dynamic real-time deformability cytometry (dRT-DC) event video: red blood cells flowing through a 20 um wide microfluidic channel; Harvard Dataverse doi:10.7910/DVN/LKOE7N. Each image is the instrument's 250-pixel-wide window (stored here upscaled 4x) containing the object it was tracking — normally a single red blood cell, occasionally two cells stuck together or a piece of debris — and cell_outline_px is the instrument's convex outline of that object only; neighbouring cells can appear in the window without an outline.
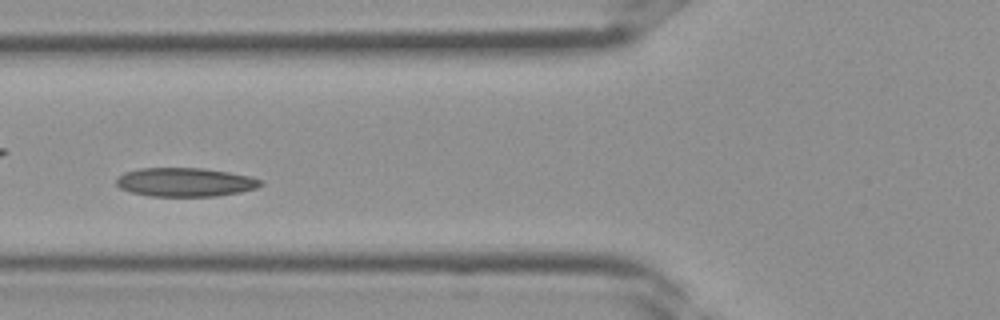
{"species": "Egyptian fruit bat (a non-hibernating species)", "species_latin": "Rousettus aegyptiacus", "temperature_condition": "room temperature", "stored_images_in_passage": 29, "camera_frame_rate_fps": 3000, "um_per_image_px": 0.085, "frame": {"image": 1, "passage_image": 9, "time_ms": 2.667, "image_size_px": [1000, 320], "cell_outline_px": [[264, 184], [256, 188], [240, 192], [216, 196], [148, 196], [132, 192], [120, 188], [116, 184], [116, 180], [124, 172], [140, 168], [200, 168], [228, 172], [248, 176], [264, 180]], "centroid_in_image_um": [15.75, 15.48], "position_along_channel_um": 110.1, "area_um2": 24.16}}
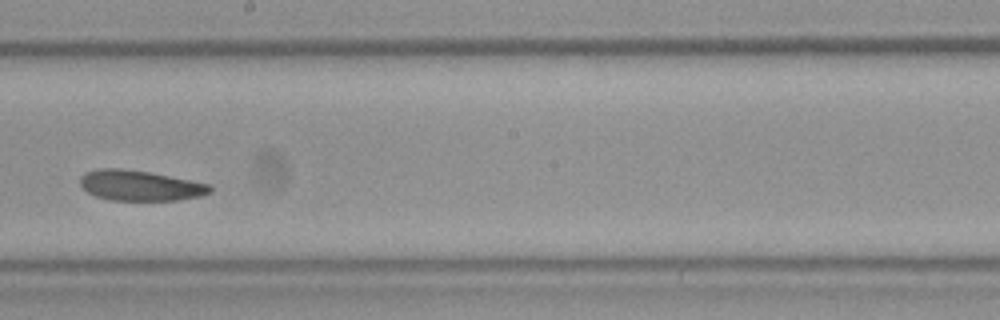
{"frame": {"image": 2, "passage_image": 16, "time_ms": 5.0, "image_size_px": [1000, 320], "cell_outline_px": [[212, 192], [200, 196], [176, 200], [112, 200], [96, 196], [88, 192], [80, 184], [80, 176], [84, 172], [100, 168], [120, 168], [148, 172], [212, 184]], "centroid_in_image_um": [11.91, 15.76], "position_along_channel_um": 236.3, "area_um2": 22.95}}
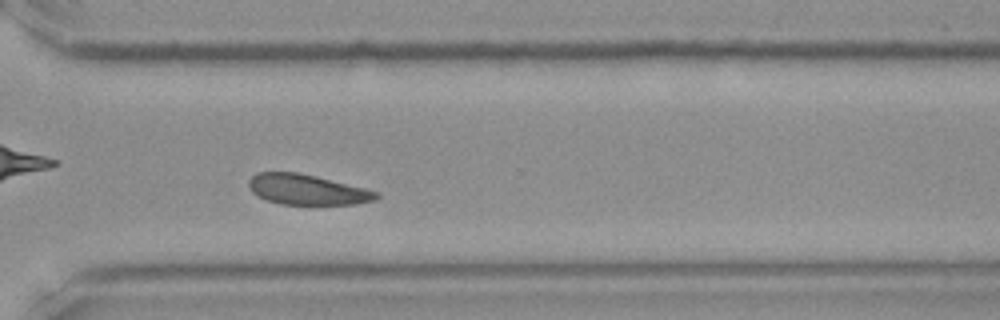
{"frame": {"image": 3, "passage_image": 22, "time_ms": 7.0, "image_size_px": [1000, 320], "cell_outline_px": [[380, 196], [376, 200], [356, 204], [280, 204], [268, 200], [252, 192], [248, 184], [248, 180], [256, 172], [296, 172], [316, 176], [380, 192]], "centroid_in_image_um": [26.12, 16.11], "position_along_channel_um": 344.5, "area_um2": 22.43}}